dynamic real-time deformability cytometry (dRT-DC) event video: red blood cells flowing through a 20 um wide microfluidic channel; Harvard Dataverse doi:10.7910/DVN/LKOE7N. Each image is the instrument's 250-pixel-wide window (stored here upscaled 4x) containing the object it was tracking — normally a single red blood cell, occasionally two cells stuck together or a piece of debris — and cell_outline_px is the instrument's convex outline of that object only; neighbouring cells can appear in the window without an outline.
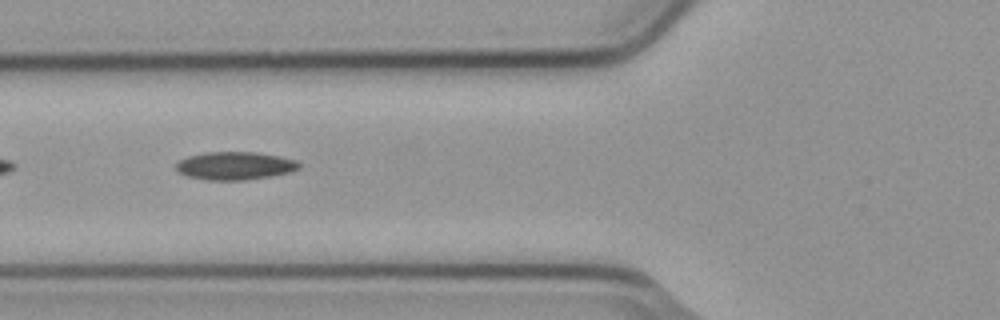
{"species": "common noctule bat (a hibernating species)", "species_latin": "Nyctalus noctula", "temperature_condition": "cold", "stored_images_in_passage": 7, "camera_frame_rate_fps": 3000, "um_per_image_px": 0.085, "animal": {"sex": "male", "body_mass_g": 23.1, "forearm_length_mm": 52.7}, "frame": {"image": 1, "passage_image": 5, "time_ms": 1.333, "image_size_px": [1000, 320], "cell_outline_px": [[300, 168], [292, 172], [272, 176], [244, 180], [208, 180], [188, 176], [180, 172], [176, 168], [176, 164], [180, 160], [188, 156], [208, 152], [256, 152], [280, 156], [296, 160], [300, 164]], "centroid_in_image_um": [20.02, 14.09], "position_along_channel_um": 105.8, "area_um2": 20.06}}
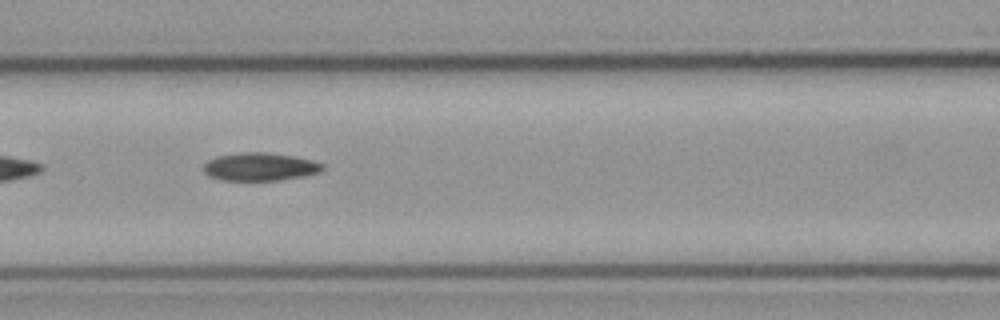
{"frame": {"image": 2, "passage_image": 6, "time_ms": 1.667, "image_size_px": [1000, 320], "cell_outline_px": [[324, 168], [320, 172], [304, 176], [280, 180], [220, 180], [208, 176], [204, 172], [204, 164], [208, 160], [216, 156], [240, 152], [264, 152], [292, 156], [312, 160], [324, 164]], "centroid_in_image_um": [22.08, 14.17], "position_along_channel_um": 144.5, "area_um2": 19.48}}
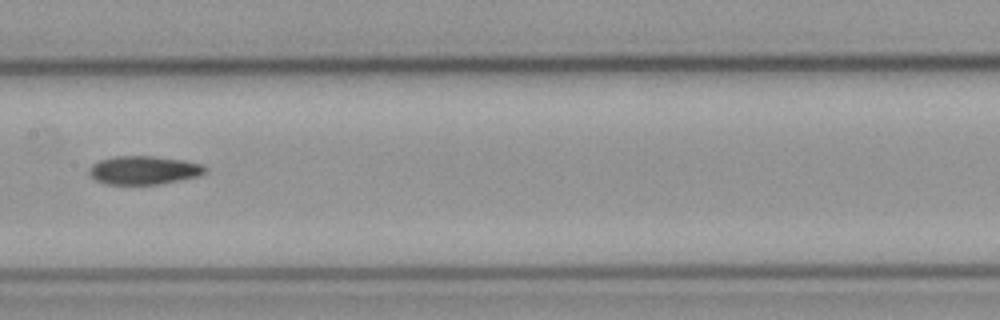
{"frame": {"image": 3, "passage_image": 7, "time_ms": 2.0, "image_size_px": [1000, 320], "cell_outline_px": [[208, 168], [204, 172], [196, 176], [160, 184], [108, 184], [96, 180], [88, 172], [88, 168], [92, 164], [100, 160], [112, 156], [152, 156], [184, 160], [200, 164]], "centroid_in_image_um": [12.18, 14.45], "position_along_channel_um": 195.2, "area_um2": 19.07}}